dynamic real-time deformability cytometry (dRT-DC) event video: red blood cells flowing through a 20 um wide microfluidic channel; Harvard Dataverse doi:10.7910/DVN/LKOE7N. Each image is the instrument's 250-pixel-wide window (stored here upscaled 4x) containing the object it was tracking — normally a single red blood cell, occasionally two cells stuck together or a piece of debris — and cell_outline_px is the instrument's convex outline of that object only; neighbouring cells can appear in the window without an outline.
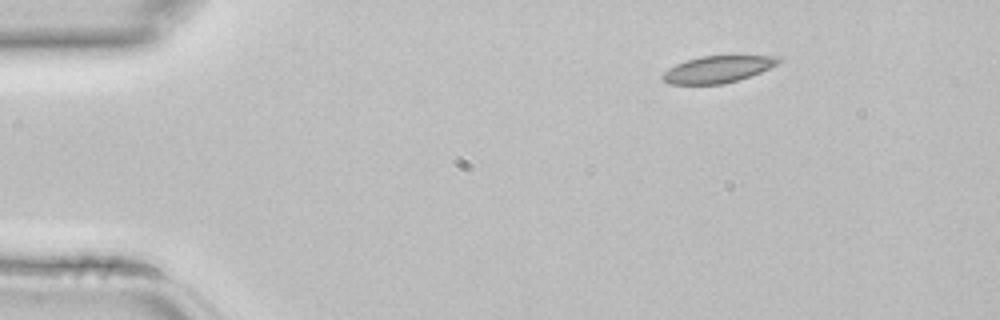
{"species": "common noctule bat (a hibernating species)", "species_latin": "Nyctalus noctula", "temperature_condition": "room temperature", "stored_images_in_passage": 2, "camera_frame_rate_fps": 3000, "um_per_image_px": 0.085, "animal": {"sex": "female", "body_mass_g": 22.7, "forearm_length_mm": 54.2}, "frame": {"image": 1, "passage_image": 1, "time_ms": 0.0, "image_size_px": [1000, 320], "cell_outline_px": [[784, 60], [760, 72], [724, 84], [668, 84], [660, 76], [668, 68], [676, 64], [700, 56], [784, 56]], "centroid_in_image_um": [61.0, 5.88], "position_along_channel_um": 24.0, "area_um2": 17.98}}
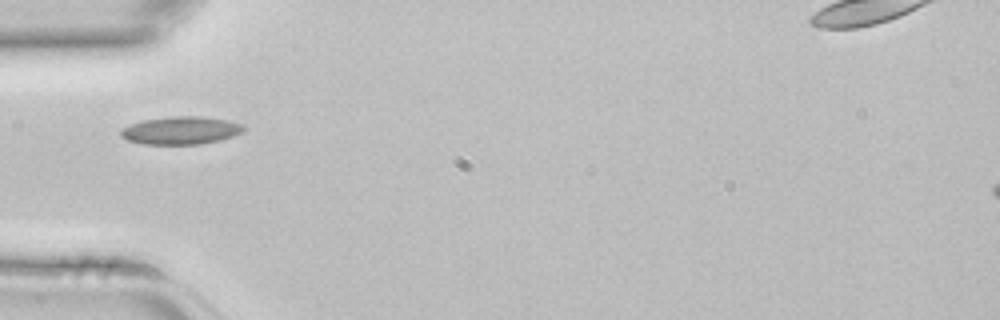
{"frame": {"image": 2, "passage_image": 2, "time_ms": 0.333, "image_size_px": [1000, 320], "cell_outline_px": [[244, 132], [220, 140], [200, 144], [140, 144], [128, 140], [120, 136], [120, 128], [144, 120], [172, 116], [204, 116], [228, 120], [244, 124]], "centroid_in_image_um": [15.39, 11.08], "position_along_channel_um": 69.6, "area_um2": 20.06}}